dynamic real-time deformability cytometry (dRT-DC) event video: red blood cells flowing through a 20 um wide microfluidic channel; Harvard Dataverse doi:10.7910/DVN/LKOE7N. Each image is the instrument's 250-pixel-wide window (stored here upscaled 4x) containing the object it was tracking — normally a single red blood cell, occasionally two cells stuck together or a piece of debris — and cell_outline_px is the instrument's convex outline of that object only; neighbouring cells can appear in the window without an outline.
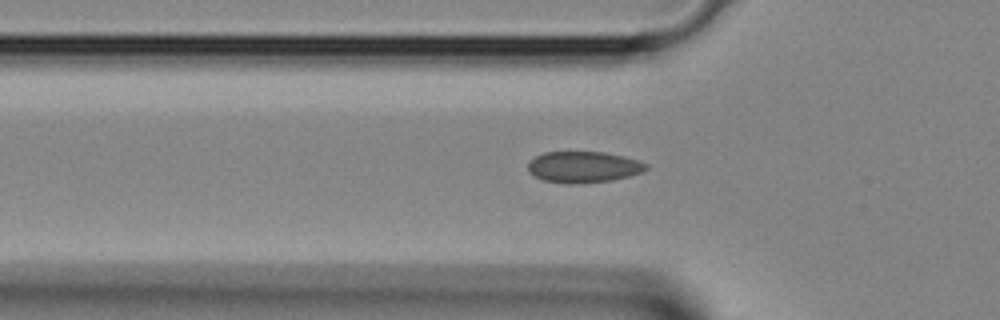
{"species": "Egyptian fruit bat (a non-hibernating species)", "species_latin": "Rousettus aegyptiacus", "temperature_condition": "room temperature", "stored_images_in_passage": 27, "camera_frame_rate_fps": 3000, "um_per_image_px": 0.085, "animal": {"sex": "female"}, "frame": {"image": 1, "passage_image": 2, "time_ms": 0.333, "image_size_px": [1000, 320], "cell_outline_px": [[648, 168], [644, 172], [612, 180], [576, 184], [568, 184], [544, 180], [528, 172], [528, 160], [544, 152], [604, 152], [624, 156], [648, 164]], "centroid_in_image_um": [49.59, 14.19], "position_along_channel_um": 76.2, "area_um2": 21.56}}
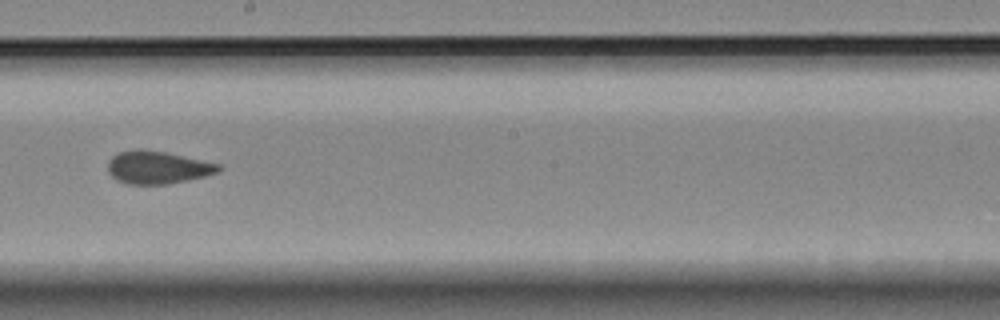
{"frame": {"image": 2, "passage_image": 11, "time_ms": 3.333, "image_size_px": [1000, 320], "cell_outline_px": [[220, 168], [216, 172], [204, 176], [168, 184], [128, 184], [116, 180], [108, 172], [108, 160], [112, 156], [120, 152], [136, 148], [144, 148], [164, 152], [220, 164]], "centroid_in_image_um": [13.32, 14.22], "position_along_channel_um": 234.9, "area_um2": 20.98}}
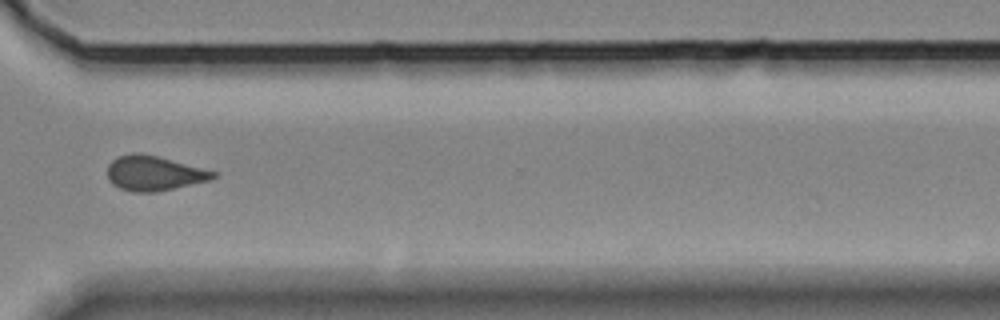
{"frame": {"image": 3, "passage_image": 18, "time_ms": 5.667, "image_size_px": [1000, 320], "cell_outline_px": [[216, 176], [208, 180], [156, 192], [132, 192], [120, 188], [112, 184], [108, 180], [108, 164], [116, 156], [132, 152], [140, 152], [156, 156], [216, 172]], "centroid_in_image_um": [13.0, 14.72], "position_along_channel_um": 357.6, "area_um2": 21.21}}